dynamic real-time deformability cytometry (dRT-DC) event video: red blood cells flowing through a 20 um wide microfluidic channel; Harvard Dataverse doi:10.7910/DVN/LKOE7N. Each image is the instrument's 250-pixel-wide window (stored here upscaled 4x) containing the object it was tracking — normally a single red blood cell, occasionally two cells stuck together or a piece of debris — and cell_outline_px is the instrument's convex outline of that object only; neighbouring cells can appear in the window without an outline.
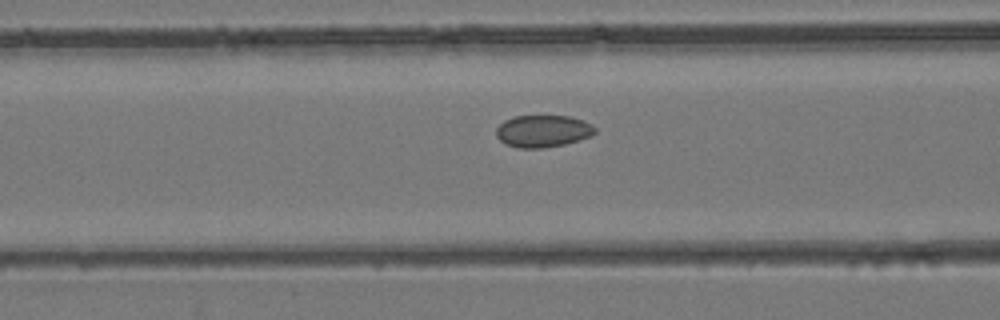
{"species": "common noctule bat (a hibernating species)", "species_latin": "Nyctalus noctula", "temperature_condition": "room temperature", "stored_images_in_passage": 29, "camera_frame_rate_fps": 3000, "um_per_image_px": 0.085, "animal": {"sex": "female", "body_mass_g": 24.6, "forearm_length_mm": 56.2}, "frame": {"image": 1, "passage_image": 11, "time_ms": 3.333, "image_size_px": [1000, 320], "cell_outline_px": [[596, 132], [588, 136], [564, 144], [544, 148], [516, 148], [504, 144], [496, 136], [496, 128], [504, 120], [512, 116], [568, 116], [592, 124], [596, 128]], "centroid_in_image_um": [46.08, 11.15], "position_along_channel_um": 120.5, "area_um2": 18.44}}
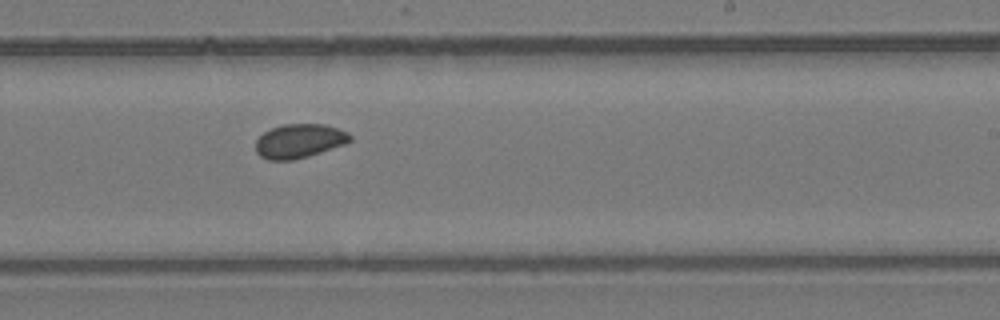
{"frame": {"image": 2, "passage_image": 20, "time_ms": 6.333, "image_size_px": [1000, 320], "cell_outline_px": [[352, 140], [344, 144], [308, 156], [292, 160], [268, 160], [260, 156], [256, 152], [256, 140], [264, 132], [272, 128], [284, 124], [324, 124], [348, 132], [352, 136]], "centroid_in_image_um": [25.43, 11.98], "position_along_channel_um": 263.6, "area_um2": 18.61}}
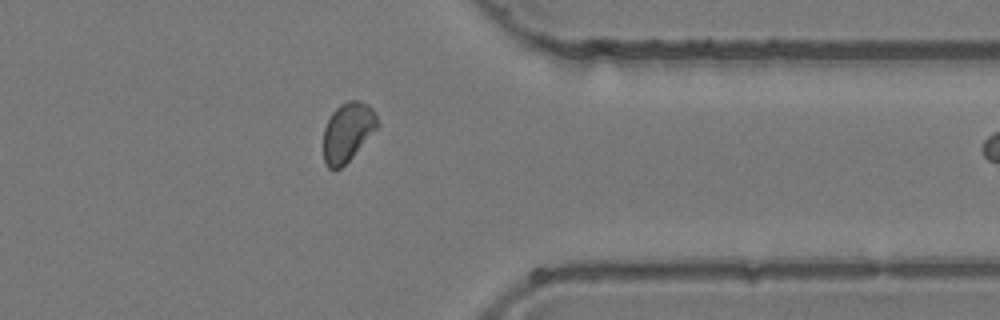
{"frame": {"image": 3, "passage_image": 28, "time_ms": 9.0, "image_size_px": [1000, 320], "cell_outline_px": [[380, 124], [352, 156], [340, 168], [328, 168], [324, 164], [324, 128], [332, 112], [340, 104], [348, 100], [360, 100], [368, 104], [372, 108]], "centroid_in_image_um": [29.54, 11.18], "position_along_channel_um": 381.9, "area_um2": 18.32}}